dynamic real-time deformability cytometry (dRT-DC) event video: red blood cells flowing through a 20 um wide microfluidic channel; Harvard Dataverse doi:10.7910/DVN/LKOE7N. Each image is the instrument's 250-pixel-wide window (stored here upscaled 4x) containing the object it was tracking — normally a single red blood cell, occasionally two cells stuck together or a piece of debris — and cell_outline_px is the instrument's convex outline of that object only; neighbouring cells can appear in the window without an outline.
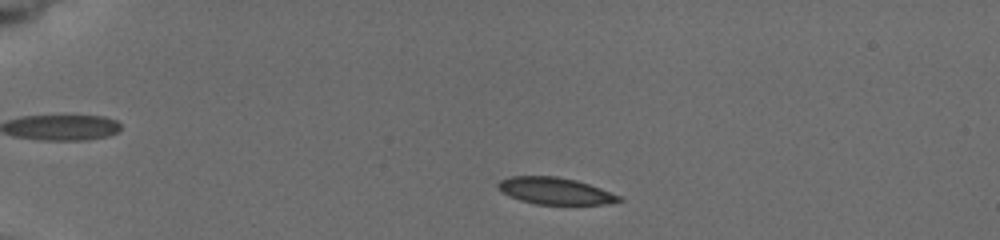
{"species": "common noctule bat (a hibernating species)", "species_latin": "Nyctalus noctula", "temperature_condition": "cold", "stored_images_in_passage": 7, "camera_frame_rate_fps": 3000, "um_per_image_px": 0.085, "animal": {"sex": "female", "body_mass_g": 19.5, "forearm_length_mm": 54.1}, "frame": {"image": 1, "passage_image": 2, "time_ms": 0.667, "image_size_px": [1000, 240], "cell_outline_px": [[624, 200], [608, 204], [536, 204], [520, 200], [508, 196], [496, 184], [500, 180], [512, 176], [556, 176], [576, 180], [600, 188], [620, 196]], "centroid_in_image_um": [47.19, 16.23], "position_along_channel_um": 37.8, "area_um2": 18.73}}
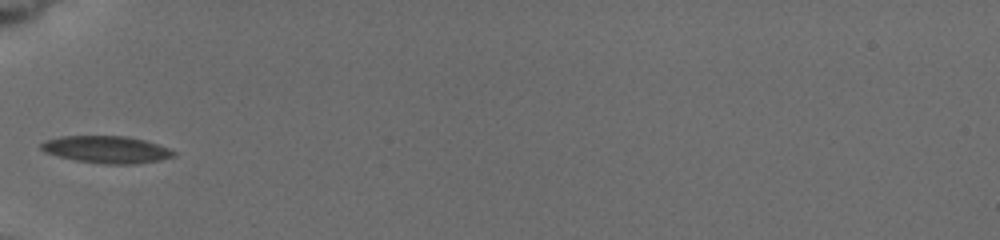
{"frame": {"image": 2, "passage_image": 5, "time_ms": 3.333, "image_size_px": [1000, 240], "cell_outline_px": [[176, 156], [160, 160], [136, 164], [104, 164], [76, 160], [44, 152], [40, 148], [40, 144], [44, 140], [60, 136], [124, 136], [144, 140], [168, 148], [176, 152]], "centroid_in_image_um": [9.05, 12.71], "position_along_channel_um": 76.0, "area_um2": 20.92}}
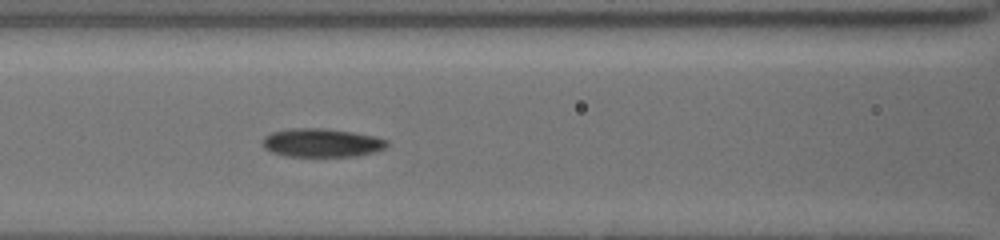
{"frame": {"image": 3, "passage_image": 7, "time_ms": 5.0, "image_size_px": [1000, 240], "cell_outline_px": [[388, 144], [384, 148], [376, 152], [356, 156], [288, 156], [272, 152], [264, 148], [264, 136], [272, 132], [292, 128], [324, 128], [352, 132], [372, 136], [388, 140]], "centroid_in_image_um": [27.36, 12.13], "position_along_channel_um": 139.2, "area_um2": 20.52}}